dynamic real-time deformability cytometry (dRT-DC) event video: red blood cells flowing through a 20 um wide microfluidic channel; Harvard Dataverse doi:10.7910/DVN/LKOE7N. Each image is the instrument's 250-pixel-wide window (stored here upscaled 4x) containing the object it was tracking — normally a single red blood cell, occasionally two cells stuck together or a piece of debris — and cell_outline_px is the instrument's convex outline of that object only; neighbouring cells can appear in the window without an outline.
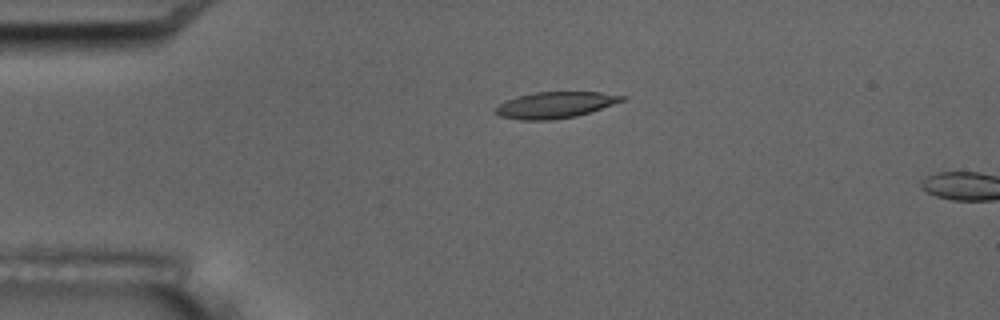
{"species": "common noctule bat (a hibernating species)", "species_latin": "Nyctalus noctula", "temperature_condition": "room temperature", "stored_images_in_passage": 3, "camera_frame_rate_fps": 3000, "um_per_image_px": 0.085, "animal": {"sex": "male", "body_mass_g": 17.5, "forearm_length_mm": 52.3}, "frame": {"image": 1, "passage_image": 2, "time_ms": 1.333, "image_size_px": [1000, 320], "cell_outline_px": [[628, 96], [624, 100], [576, 116], [556, 120], [520, 120], [500, 116], [496, 112], [496, 108], [500, 104], [508, 100], [520, 96], [536, 92], [600, 92]], "centroid_in_image_um": [47.21, 8.93], "position_along_channel_um": 37.8, "area_um2": 19.02}}